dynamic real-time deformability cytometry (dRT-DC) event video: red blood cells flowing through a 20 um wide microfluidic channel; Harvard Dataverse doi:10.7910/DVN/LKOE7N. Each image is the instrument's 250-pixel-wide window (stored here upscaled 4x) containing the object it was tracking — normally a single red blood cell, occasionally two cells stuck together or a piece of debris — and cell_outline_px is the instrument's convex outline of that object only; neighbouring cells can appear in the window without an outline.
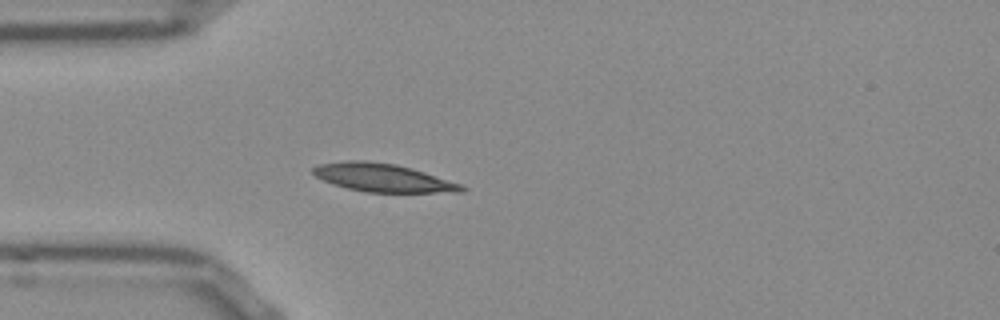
{"species": "Egyptian fruit bat (a non-hibernating species)", "species_latin": "Rousettus aegyptiacus", "temperature_condition": "room temperature", "stored_images_in_passage": 39, "camera_frame_rate_fps": 3000, "um_per_image_px": 0.085, "frame": {"image": 1, "passage_image": 1, "time_ms": 0.0, "image_size_px": [1000, 320], "cell_outline_px": [[468, 188], [464, 192], [364, 192], [332, 184], [316, 176], [312, 172], [312, 168], [320, 164], [344, 160], [364, 160], [396, 164], [412, 168], [460, 184]], "centroid_in_image_um": [32.53, 15.1], "position_along_channel_um": 52.5, "area_um2": 24.28}}
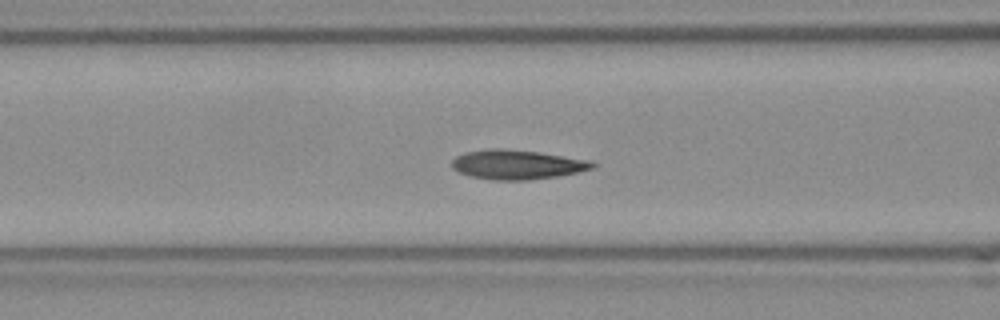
{"frame": {"image": 2, "passage_image": 7, "time_ms": 2.0, "image_size_px": [1000, 320], "cell_outline_px": [[596, 168], [580, 172], [556, 176], [528, 180], [492, 180], [472, 176], [460, 172], [452, 168], [452, 160], [456, 156], [464, 152], [488, 148], [500, 148], [540, 152], [592, 160], [596, 164]], "centroid_in_image_um": [43.99, 13.98], "position_along_channel_um": 122.6, "area_um2": 24.33}}
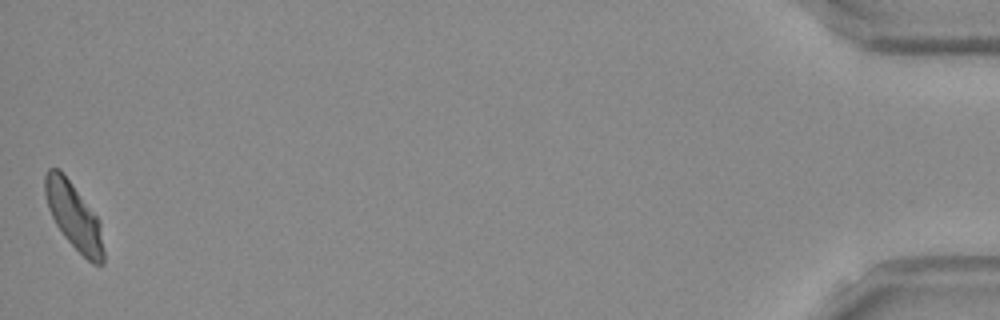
{"frame": {"image": 3, "passage_image": 39, "time_ms": 12.667, "image_size_px": [1000, 320], "cell_outline_px": [[104, 264], [92, 264], [64, 236], [56, 224], [48, 208], [44, 192], [44, 176], [48, 168], [60, 168], [100, 220], [104, 252]], "centroid_in_image_um": [6.28, 18.35], "position_along_channel_um": 428.9, "area_um2": 22.6}, "authors_computed_cell_mechanics": {"area_um2": 23.5246, "velocity_mm_per_s": 3.8086, "shape_relaxation_time_tau1_ms": 5.1028, "shape_relaxation_time_tau2_ms": 3.2909, "deformation_change_tau1": 0.1479, "deformation_change_tau2": 0.0677}}